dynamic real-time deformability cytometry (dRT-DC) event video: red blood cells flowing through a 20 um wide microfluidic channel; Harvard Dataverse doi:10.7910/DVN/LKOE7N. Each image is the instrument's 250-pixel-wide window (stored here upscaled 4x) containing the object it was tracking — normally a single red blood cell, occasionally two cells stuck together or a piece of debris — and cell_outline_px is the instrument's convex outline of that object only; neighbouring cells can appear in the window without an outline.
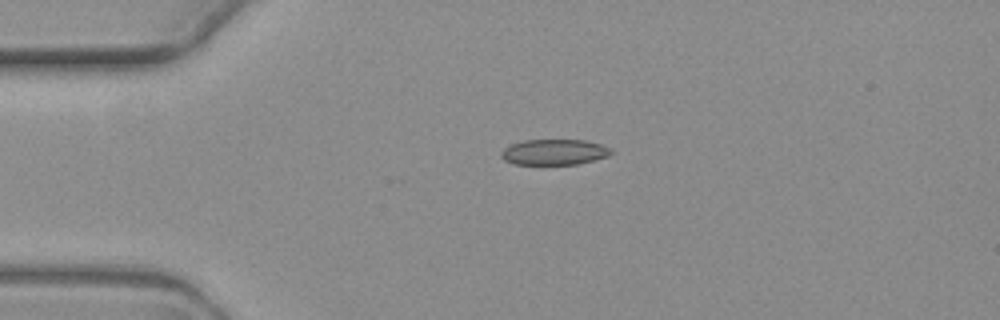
{"species": "common noctule bat (a hibernating species)", "species_latin": "Nyctalus noctula", "temperature_condition": "warm", "stored_images_in_passage": 3, "camera_frame_rate_fps": 3000, "um_per_image_px": 0.085, "animal": {"sex": "female", "body_mass_g": 19.3, "forearm_length_mm": 54.1}, "frame": {"image": 1, "passage_image": 2, "time_ms": 1.667, "image_size_px": [1000, 320], "cell_outline_px": [[612, 152], [608, 156], [576, 164], [512, 164], [504, 160], [500, 156], [500, 152], [504, 148], [512, 144], [524, 140], [584, 140], [600, 144], [612, 148]], "centroid_in_image_um": [47.08, 12.92], "position_along_channel_um": 37.9, "area_um2": 16.36}}